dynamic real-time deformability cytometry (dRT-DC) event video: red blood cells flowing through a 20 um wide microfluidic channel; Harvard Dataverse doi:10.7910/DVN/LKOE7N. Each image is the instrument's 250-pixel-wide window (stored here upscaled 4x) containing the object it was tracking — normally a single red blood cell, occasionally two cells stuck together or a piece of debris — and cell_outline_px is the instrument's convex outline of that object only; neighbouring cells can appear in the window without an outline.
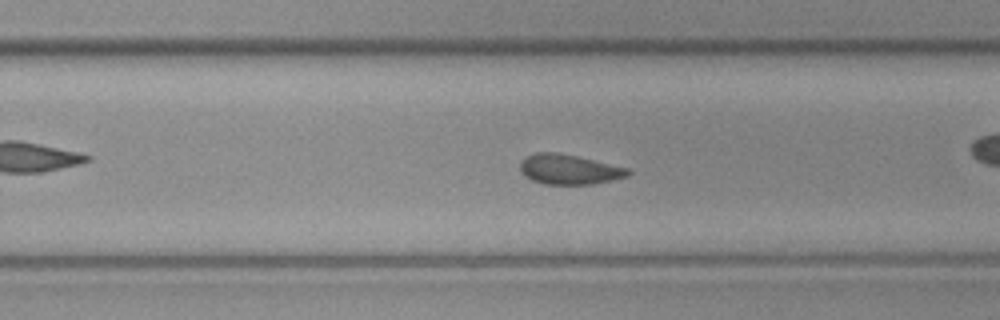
{"species": "common noctule bat (a hibernating species)", "species_latin": "Nyctalus noctula", "temperature_condition": "cold", "stored_images_in_passage": 36, "camera_frame_rate_fps": 3000, "um_per_image_px": 0.085, "animal": {"sex": "female", "body_mass_g": 19.3, "forearm_length_mm": 54.1}, "frame": {"image": 1, "passage_image": 17, "time_ms": 5.333, "image_size_px": [1000, 320], "cell_outline_px": [[632, 172], [628, 176], [612, 180], [592, 184], [544, 184], [532, 180], [524, 176], [520, 168], [520, 164], [528, 156], [536, 152], [556, 152], [576, 156], [628, 168]], "centroid_in_image_um": [48.38, 14.4], "position_along_channel_um": 281.4, "area_um2": 18.61}}
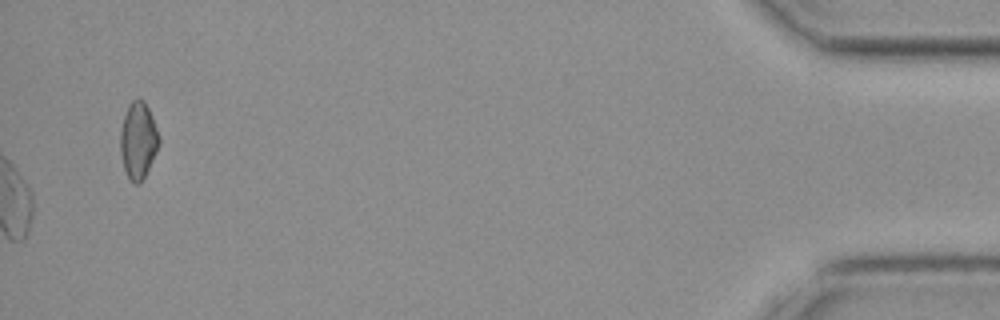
{"frame": {"image": 2, "passage_image": 36, "time_ms": 11.667, "image_size_px": [1000, 320], "cell_outline_px": [[160, 140], [156, 152], [140, 184], [136, 184], [128, 180], [124, 168], [120, 152], [120, 132], [124, 116], [128, 104], [132, 100], [144, 100], [152, 116], [160, 136]], "centroid_in_image_um": [11.73, 11.94], "position_along_channel_um": 423.5, "area_um2": 17.22}}